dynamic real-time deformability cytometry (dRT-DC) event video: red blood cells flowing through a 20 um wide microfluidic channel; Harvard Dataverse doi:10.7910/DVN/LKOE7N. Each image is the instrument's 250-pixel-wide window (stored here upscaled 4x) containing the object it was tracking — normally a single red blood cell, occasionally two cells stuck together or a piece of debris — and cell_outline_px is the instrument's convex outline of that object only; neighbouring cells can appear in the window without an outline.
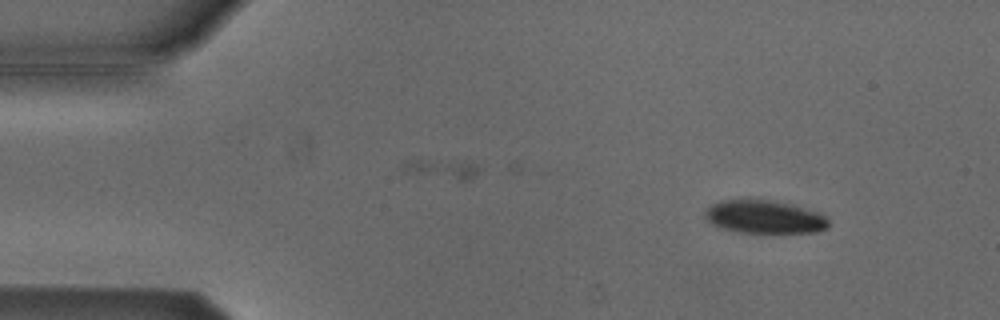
{"species": "Egyptian fruit bat (a non-hibernating species)", "species_latin": "Rousettus aegyptiacus", "temperature_condition": "cold", "stored_images_in_passage": 3, "segment_of_instrument_passage": [2, 2], "camera_frame_rate_fps": 3000, "um_per_image_px": 0.085, "animal": {"sex": "male"}, "frame": {"image": 1, "passage_image": 3, "time_ms": 0.667, "image_size_px": [1000, 320], "cell_outline_px": [[828, 228], [816, 232], [772, 236], [736, 232], [712, 224], [704, 216], [704, 212], [712, 204], [724, 200], [768, 200], [788, 204], [820, 212], [828, 220]], "centroid_in_image_um": [65.02, 18.51], "position_along_channel_um": 20.0, "area_um2": 24.57}}